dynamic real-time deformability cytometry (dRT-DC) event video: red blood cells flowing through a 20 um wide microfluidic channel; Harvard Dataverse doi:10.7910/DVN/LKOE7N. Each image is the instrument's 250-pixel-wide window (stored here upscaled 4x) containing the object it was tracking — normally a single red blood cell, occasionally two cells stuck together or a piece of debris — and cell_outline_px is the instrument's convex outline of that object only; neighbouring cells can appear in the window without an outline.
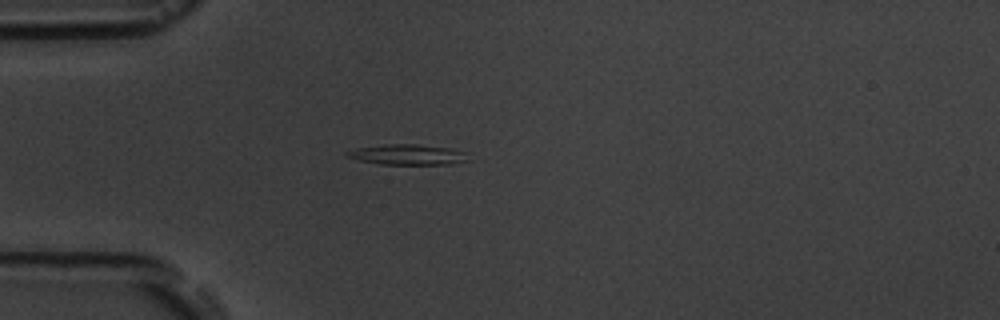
{"species": "common noctule bat (a hibernating species)", "species_latin": "Nyctalus noctula", "temperature_condition": "room temperature", "stored_images_in_passage": 2, "camera_frame_rate_fps": 3000, "um_per_image_px": 0.085, "animal": {"sex": "male", "body_mass_g": 19.5, "forearm_length_mm": 54.6}, "frame": {"image": 1, "passage_image": 1, "time_ms": 0.0, "image_size_px": [1000, 320], "cell_outline_px": [[468, 160], [452, 164], [380, 164], [360, 160], [344, 156], [344, 152], [356, 148], [384, 144], [416, 144], [452, 148], [468, 152]], "centroid_in_image_um": [34.66, 13.13], "position_along_channel_um": 50.3, "area_um2": 14.57}}